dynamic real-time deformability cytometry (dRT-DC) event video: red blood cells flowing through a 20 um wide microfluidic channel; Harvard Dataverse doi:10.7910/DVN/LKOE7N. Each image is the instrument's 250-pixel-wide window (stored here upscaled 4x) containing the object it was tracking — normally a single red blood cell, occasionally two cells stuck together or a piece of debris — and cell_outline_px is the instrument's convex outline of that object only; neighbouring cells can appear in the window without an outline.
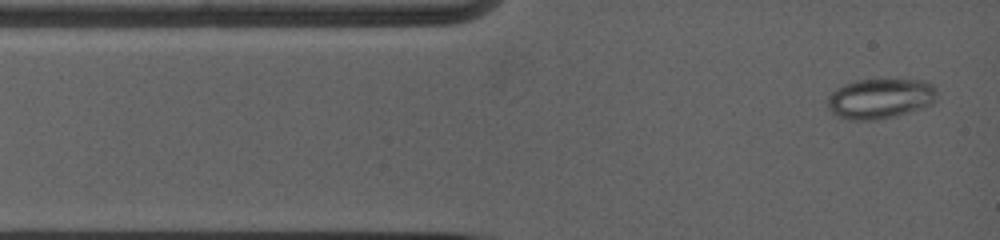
{"species": "common noctule bat (a hibernating species)", "species_latin": "Nyctalus noctula", "temperature_condition": "warm", "stored_images_in_passage": 10, "camera_frame_rate_fps": 5000, "um_per_image_px": 0.085, "animal": {"sex": "female", "body_mass_g": 19.0, "forearm_length_mm": 53.3}, "frame": {"image": 1, "passage_image": 1, "time_ms": 0.0, "image_size_px": [1000, 240], "cell_outline_px": [[936, 92], [932, 104], [908, 112], [876, 120], [848, 120], [832, 112], [828, 108], [828, 96], [836, 88], [844, 84], [860, 80], [924, 80], [932, 84], [936, 88]], "centroid_in_image_um": [74.8, 8.37], "position_along_channel_um": 10.2, "area_um2": 25.26}}
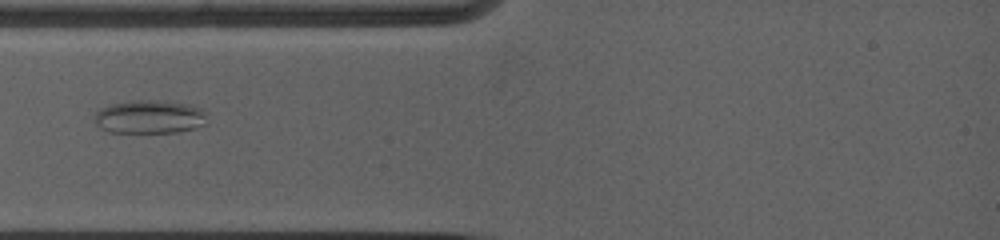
{"frame": {"image": 2, "passage_image": 5, "time_ms": 2.6, "image_size_px": [1000, 240], "cell_outline_px": [[208, 124], [196, 128], [176, 132], [108, 132], [100, 128], [96, 124], [96, 112], [100, 108], [112, 104], [132, 100], [160, 100], [188, 104], [200, 108], [204, 112]], "centroid_in_image_um": [12.73, 9.93], "position_along_channel_um": 72.3, "area_um2": 21.96}}
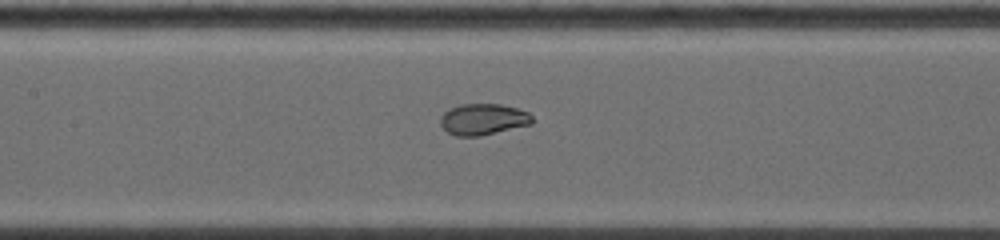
{"frame": {"image": 3, "passage_image": 9, "time_ms": 5.0, "image_size_px": [1000, 240], "cell_outline_px": [[532, 124], [480, 136], [456, 136], [448, 132], [440, 124], [440, 116], [444, 112], [460, 104], [500, 104], [516, 108], [528, 112], [532, 116]], "centroid_in_image_um": [41.06, 10.14], "position_along_channel_um": 166.3, "area_um2": 16.65}}